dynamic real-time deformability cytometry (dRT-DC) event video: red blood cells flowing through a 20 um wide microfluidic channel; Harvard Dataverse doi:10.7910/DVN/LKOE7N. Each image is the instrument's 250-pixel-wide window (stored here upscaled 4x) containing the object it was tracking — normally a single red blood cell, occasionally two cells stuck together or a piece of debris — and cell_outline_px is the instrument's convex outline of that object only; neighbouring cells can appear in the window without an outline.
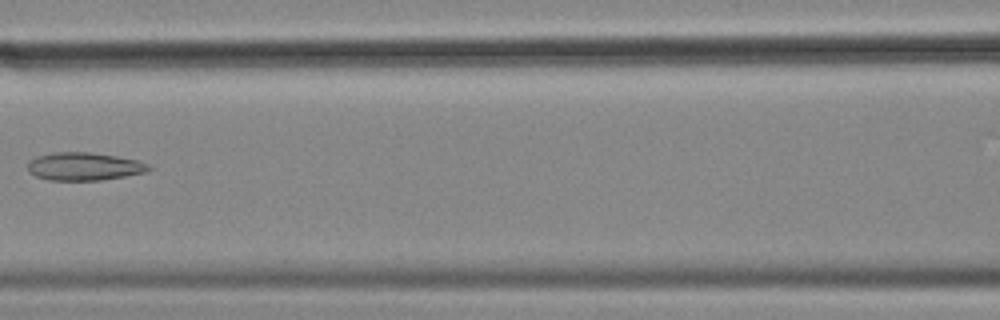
{"species": "common noctule bat (a hibernating species)", "species_latin": "Nyctalus noctula", "temperature_condition": "cold", "stored_images_in_passage": 9, "camera_frame_rate_fps": 3000, "um_per_image_px": 0.085, "animal": {"sex": "female", "body_mass_g": 18.4}, "frame": {"image": 1, "passage_image": 7, "time_ms": 2.0, "image_size_px": [1000, 320], "cell_outline_px": [[152, 168], [148, 172], [100, 180], [48, 180], [36, 176], [28, 172], [28, 160], [36, 156], [56, 152], [88, 152], [116, 156], [136, 160], [148, 164]], "centroid_in_image_um": [7.13, 14.15], "position_along_channel_um": 159.5, "area_um2": 19.71}}
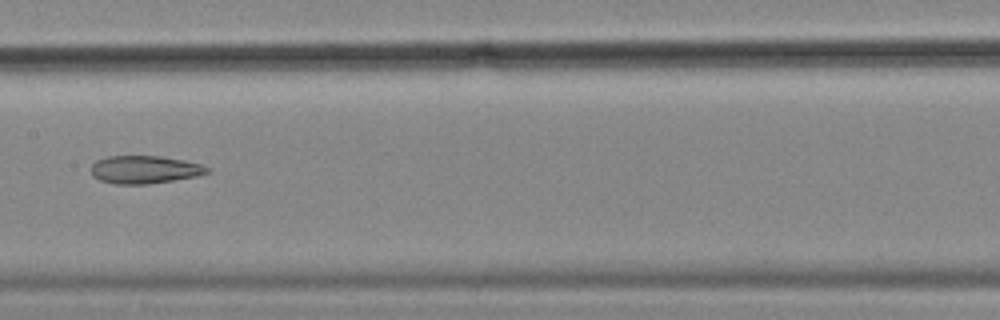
{"frame": {"image": 2, "passage_image": 8, "time_ms": 2.333, "image_size_px": [1000, 320], "cell_outline_px": [[212, 172], [196, 176], [148, 184], [116, 184], [100, 180], [92, 176], [92, 164], [96, 160], [108, 156], [160, 156], [184, 160], [200, 164], [212, 168]], "centroid_in_image_um": [12.32, 14.41], "position_along_channel_um": 195.1, "area_um2": 18.9}}
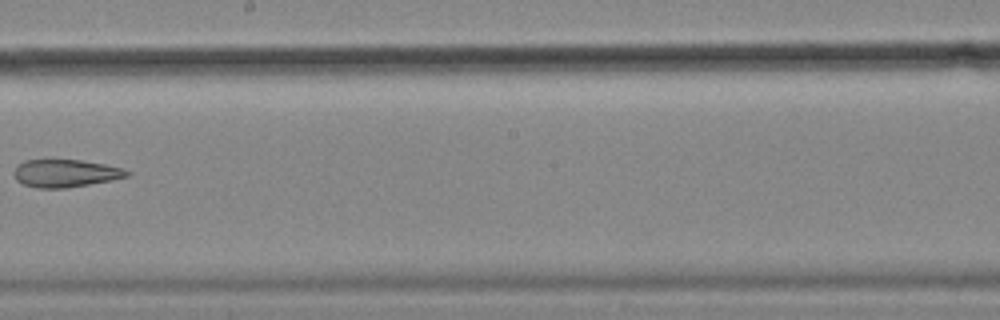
{"frame": {"image": 3, "passage_image": 9, "time_ms": 2.667, "image_size_px": [1000, 320], "cell_outline_px": [[132, 172], [128, 176], [112, 180], [64, 188], [36, 188], [24, 184], [16, 180], [12, 172], [16, 164], [24, 160], [80, 160], [104, 164], [124, 168]], "centroid_in_image_um": [5.54, 14.72], "position_along_channel_um": 242.7, "area_um2": 18.32}}